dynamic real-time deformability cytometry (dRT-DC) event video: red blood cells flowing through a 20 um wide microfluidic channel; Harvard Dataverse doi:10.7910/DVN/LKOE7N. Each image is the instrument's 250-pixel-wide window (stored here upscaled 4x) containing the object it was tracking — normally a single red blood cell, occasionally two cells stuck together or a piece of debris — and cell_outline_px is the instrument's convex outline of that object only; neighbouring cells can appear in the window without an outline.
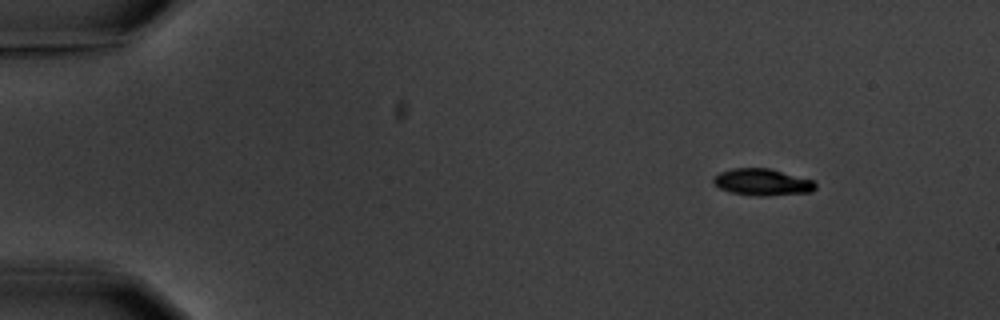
{"species": "common noctule bat (a hibernating species)", "species_latin": "Nyctalus noctula", "temperature_condition": "warm", "stored_images_in_passage": 6, "camera_frame_rate_fps": 3000, "um_per_image_px": 0.085, "animal": {"sex": "male", "body_mass_g": 20.1, "forearm_length_mm": 53.5}, "frame": {"image": 1, "passage_image": 1, "time_ms": 0.0, "image_size_px": [1000, 320], "cell_outline_px": [[816, 188], [812, 192], [764, 196], [756, 196], [732, 192], [720, 188], [712, 180], [720, 172], [732, 168], [768, 168], [816, 180]], "centroid_in_image_um": [64.86, 15.48], "position_along_channel_um": 20.1, "area_um2": 15.9}}
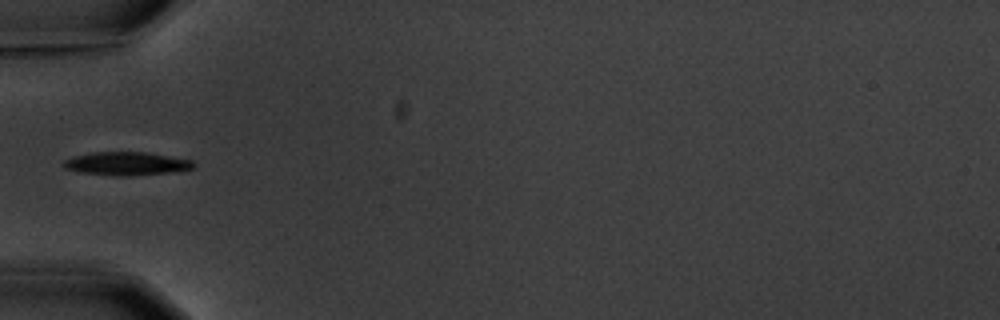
{"frame": {"image": 2, "passage_image": 4, "time_ms": 4.333, "image_size_px": [1000, 320], "cell_outline_px": [[196, 164], [192, 168], [168, 172], [132, 176], [116, 176], [80, 172], [64, 168], [60, 164], [64, 160], [72, 156], [92, 152], [144, 152], [192, 160]], "centroid_in_image_um": [10.67, 13.9], "position_along_channel_um": 74.3, "area_um2": 17.63}}
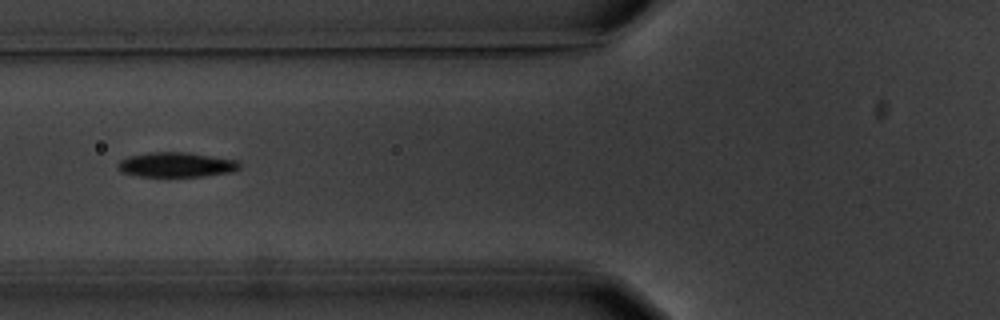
{"frame": {"image": 3, "passage_image": 5, "time_ms": 5.333, "image_size_px": [1000, 320], "cell_outline_px": [[240, 168], [232, 172], [204, 176], [140, 176], [120, 172], [120, 160], [128, 156], [152, 152], [188, 152], [236, 160], [240, 164]], "centroid_in_image_um": [15.01, 13.99], "position_along_channel_um": 110.8, "area_um2": 17.4}}